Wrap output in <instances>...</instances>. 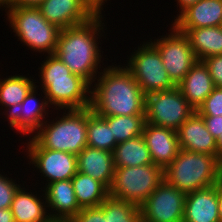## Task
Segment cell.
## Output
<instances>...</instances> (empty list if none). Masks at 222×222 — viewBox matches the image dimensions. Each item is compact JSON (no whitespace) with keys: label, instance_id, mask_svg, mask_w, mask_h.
<instances>
[{"label":"cell","instance_id":"cell-1","mask_svg":"<svg viewBox=\"0 0 222 222\" xmlns=\"http://www.w3.org/2000/svg\"><path fill=\"white\" fill-rule=\"evenodd\" d=\"M124 65L105 64L91 84L90 109L98 116L145 115V94Z\"/></svg>","mask_w":222,"mask_h":222},{"label":"cell","instance_id":"cell-2","mask_svg":"<svg viewBox=\"0 0 222 222\" xmlns=\"http://www.w3.org/2000/svg\"><path fill=\"white\" fill-rule=\"evenodd\" d=\"M104 28L106 26L102 14L84 24L61 29L54 52L73 74L81 76L90 85L103 70L101 64L104 58L101 59L104 51H101L99 44L101 45L100 39L106 36Z\"/></svg>","mask_w":222,"mask_h":222},{"label":"cell","instance_id":"cell-3","mask_svg":"<svg viewBox=\"0 0 222 222\" xmlns=\"http://www.w3.org/2000/svg\"><path fill=\"white\" fill-rule=\"evenodd\" d=\"M40 63L39 81L49 106L54 110L84 109L90 107L91 85L72 71L55 55H45ZM43 89V90H42Z\"/></svg>","mask_w":222,"mask_h":222},{"label":"cell","instance_id":"cell-4","mask_svg":"<svg viewBox=\"0 0 222 222\" xmlns=\"http://www.w3.org/2000/svg\"><path fill=\"white\" fill-rule=\"evenodd\" d=\"M222 176V162L213 155L180 149L164 169V180L184 193L214 186Z\"/></svg>","mask_w":222,"mask_h":222},{"label":"cell","instance_id":"cell-5","mask_svg":"<svg viewBox=\"0 0 222 222\" xmlns=\"http://www.w3.org/2000/svg\"><path fill=\"white\" fill-rule=\"evenodd\" d=\"M63 111L47 119L31 137L42 148L78 155L87 146L88 107Z\"/></svg>","mask_w":222,"mask_h":222},{"label":"cell","instance_id":"cell-6","mask_svg":"<svg viewBox=\"0 0 222 222\" xmlns=\"http://www.w3.org/2000/svg\"><path fill=\"white\" fill-rule=\"evenodd\" d=\"M6 21L18 41L31 51L44 55L54 54L60 29L49 23L38 7H8Z\"/></svg>","mask_w":222,"mask_h":222},{"label":"cell","instance_id":"cell-7","mask_svg":"<svg viewBox=\"0 0 222 222\" xmlns=\"http://www.w3.org/2000/svg\"><path fill=\"white\" fill-rule=\"evenodd\" d=\"M163 181L164 169L155 164L115 168L109 196L141 206Z\"/></svg>","mask_w":222,"mask_h":222},{"label":"cell","instance_id":"cell-8","mask_svg":"<svg viewBox=\"0 0 222 222\" xmlns=\"http://www.w3.org/2000/svg\"><path fill=\"white\" fill-rule=\"evenodd\" d=\"M136 48L132 50L124 67L132 74L143 93L147 95L174 89L176 85L169 78L158 50L148 40Z\"/></svg>","mask_w":222,"mask_h":222},{"label":"cell","instance_id":"cell-9","mask_svg":"<svg viewBox=\"0 0 222 222\" xmlns=\"http://www.w3.org/2000/svg\"><path fill=\"white\" fill-rule=\"evenodd\" d=\"M195 112L176 86L145 95V122L178 130Z\"/></svg>","mask_w":222,"mask_h":222},{"label":"cell","instance_id":"cell-10","mask_svg":"<svg viewBox=\"0 0 222 222\" xmlns=\"http://www.w3.org/2000/svg\"><path fill=\"white\" fill-rule=\"evenodd\" d=\"M169 33L148 40L159 52L169 78L177 86L197 61L188 37L172 24Z\"/></svg>","mask_w":222,"mask_h":222},{"label":"cell","instance_id":"cell-11","mask_svg":"<svg viewBox=\"0 0 222 222\" xmlns=\"http://www.w3.org/2000/svg\"><path fill=\"white\" fill-rule=\"evenodd\" d=\"M24 152L30 160L27 164H32L34 170L38 171L41 177L46 180V184L55 181L72 179L78 172L77 155L65 151H55L42 148L29 135ZM46 178V179H45Z\"/></svg>","mask_w":222,"mask_h":222},{"label":"cell","instance_id":"cell-12","mask_svg":"<svg viewBox=\"0 0 222 222\" xmlns=\"http://www.w3.org/2000/svg\"><path fill=\"white\" fill-rule=\"evenodd\" d=\"M186 193L165 180L148 196L141 208V222H182Z\"/></svg>","mask_w":222,"mask_h":222},{"label":"cell","instance_id":"cell-13","mask_svg":"<svg viewBox=\"0 0 222 222\" xmlns=\"http://www.w3.org/2000/svg\"><path fill=\"white\" fill-rule=\"evenodd\" d=\"M36 86L29 92L23 102L7 119V123L11 129L17 131V134L27 136L33 133L47 120L49 117L50 106L47 102L45 94H38ZM37 94V96H36ZM38 95L40 96L39 98ZM39 99V100H38Z\"/></svg>","mask_w":222,"mask_h":222},{"label":"cell","instance_id":"cell-14","mask_svg":"<svg viewBox=\"0 0 222 222\" xmlns=\"http://www.w3.org/2000/svg\"><path fill=\"white\" fill-rule=\"evenodd\" d=\"M38 8L60 30L84 24L96 16L83 0H45Z\"/></svg>","mask_w":222,"mask_h":222},{"label":"cell","instance_id":"cell-15","mask_svg":"<svg viewBox=\"0 0 222 222\" xmlns=\"http://www.w3.org/2000/svg\"><path fill=\"white\" fill-rule=\"evenodd\" d=\"M142 136L153 164L165 169L180 151L177 131L145 122Z\"/></svg>","mask_w":222,"mask_h":222},{"label":"cell","instance_id":"cell-16","mask_svg":"<svg viewBox=\"0 0 222 222\" xmlns=\"http://www.w3.org/2000/svg\"><path fill=\"white\" fill-rule=\"evenodd\" d=\"M179 147L193 153H205L216 156V138L206 128L204 119L196 111L177 130Z\"/></svg>","mask_w":222,"mask_h":222},{"label":"cell","instance_id":"cell-17","mask_svg":"<svg viewBox=\"0 0 222 222\" xmlns=\"http://www.w3.org/2000/svg\"><path fill=\"white\" fill-rule=\"evenodd\" d=\"M40 188L44 192L51 219H73L81 210L71 179L55 181Z\"/></svg>","mask_w":222,"mask_h":222},{"label":"cell","instance_id":"cell-18","mask_svg":"<svg viewBox=\"0 0 222 222\" xmlns=\"http://www.w3.org/2000/svg\"><path fill=\"white\" fill-rule=\"evenodd\" d=\"M22 183L15 192L10 207L15 222H48L51 217L48 212L44 192L39 193V190L34 192L31 188L27 190L24 186L26 182L22 181ZM38 193L41 195L39 196Z\"/></svg>","mask_w":222,"mask_h":222},{"label":"cell","instance_id":"cell-19","mask_svg":"<svg viewBox=\"0 0 222 222\" xmlns=\"http://www.w3.org/2000/svg\"><path fill=\"white\" fill-rule=\"evenodd\" d=\"M77 166L78 172L91 176L108 189L111 186L115 173L112 152L86 146L77 155Z\"/></svg>","mask_w":222,"mask_h":222},{"label":"cell","instance_id":"cell-20","mask_svg":"<svg viewBox=\"0 0 222 222\" xmlns=\"http://www.w3.org/2000/svg\"><path fill=\"white\" fill-rule=\"evenodd\" d=\"M177 87L195 111L215 88L209 69L202 60H197L192 65Z\"/></svg>","mask_w":222,"mask_h":222},{"label":"cell","instance_id":"cell-21","mask_svg":"<svg viewBox=\"0 0 222 222\" xmlns=\"http://www.w3.org/2000/svg\"><path fill=\"white\" fill-rule=\"evenodd\" d=\"M182 222H220L216 184L186 194Z\"/></svg>","mask_w":222,"mask_h":222},{"label":"cell","instance_id":"cell-22","mask_svg":"<svg viewBox=\"0 0 222 222\" xmlns=\"http://www.w3.org/2000/svg\"><path fill=\"white\" fill-rule=\"evenodd\" d=\"M171 23L175 28L220 26L222 23V0H200L185 9Z\"/></svg>","mask_w":222,"mask_h":222},{"label":"cell","instance_id":"cell-23","mask_svg":"<svg viewBox=\"0 0 222 222\" xmlns=\"http://www.w3.org/2000/svg\"><path fill=\"white\" fill-rule=\"evenodd\" d=\"M34 78L35 76L27 77L23 74L9 75L3 79L0 77V110L4 107V111L1 114L6 115V119L13 114L29 92L36 86V78Z\"/></svg>","mask_w":222,"mask_h":222},{"label":"cell","instance_id":"cell-24","mask_svg":"<svg viewBox=\"0 0 222 222\" xmlns=\"http://www.w3.org/2000/svg\"><path fill=\"white\" fill-rule=\"evenodd\" d=\"M184 33L190 42L197 60L222 55V29L220 26L204 28H176Z\"/></svg>","mask_w":222,"mask_h":222},{"label":"cell","instance_id":"cell-25","mask_svg":"<svg viewBox=\"0 0 222 222\" xmlns=\"http://www.w3.org/2000/svg\"><path fill=\"white\" fill-rule=\"evenodd\" d=\"M112 153L115 168L153 164L142 135L118 143Z\"/></svg>","mask_w":222,"mask_h":222},{"label":"cell","instance_id":"cell-26","mask_svg":"<svg viewBox=\"0 0 222 222\" xmlns=\"http://www.w3.org/2000/svg\"><path fill=\"white\" fill-rule=\"evenodd\" d=\"M79 207H98L109 196V189L91 176L77 172L71 179Z\"/></svg>","mask_w":222,"mask_h":222},{"label":"cell","instance_id":"cell-27","mask_svg":"<svg viewBox=\"0 0 222 222\" xmlns=\"http://www.w3.org/2000/svg\"><path fill=\"white\" fill-rule=\"evenodd\" d=\"M116 145L111 127L88 107L87 146L113 152Z\"/></svg>","mask_w":222,"mask_h":222},{"label":"cell","instance_id":"cell-28","mask_svg":"<svg viewBox=\"0 0 222 222\" xmlns=\"http://www.w3.org/2000/svg\"><path fill=\"white\" fill-rule=\"evenodd\" d=\"M111 127L116 143L140 136L143 133L145 115L100 116Z\"/></svg>","mask_w":222,"mask_h":222},{"label":"cell","instance_id":"cell-29","mask_svg":"<svg viewBox=\"0 0 222 222\" xmlns=\"http://www.w3.org/2000/svg\"><path fill=\"white\" fill-rule=\"evenodd\" d=\"M108 222H141V208L128 201L108 196L100 204Z\"/></svg>","mask_w":222,"mask_h":222},{"label":"cell","instance_id":"cell-30","mask_svg":"<svg viewBox=\"0 0 222 222\" xmlns=\"http://www.w3.org/2000/svg\"><path fill=\"white\" fill-rule=\"evenodd\" d=\"M196 112L200 116H221L222 88L215 87Z\"/></svg>","mask_w":222,"mask_h":222},{"label":"cell","instance_id":"cell-31","mask_svg":"<svg viewBox=\"0 0 222 222\" xmlns=\"http://www.w3.org/2000/svg\"><path fill=\"white\" fill-rule=\"evenodd\" d=\"M0 173V209L11 207L15 192L18 190L20 181L17 183L15 179L9 178L7 174Z\"/></svg>","mask_w":222,"mask_h":222},{"label":"cell","instance_id":"cell-32","mask_svg":"<svg viewBox=\"0 0 222 222\" xmlns=\"http://www.w3.org/2000/svg\"><path fill=\"white\" fill-rule=\"evenodd\" d=\"M73 222H108L103 209L98 207L82 208L72 219Z\"/></svg>","mask_w":222,"mask_h":222},{"label":"cell","instance_id":"cell-33","mask_svg":"<svg viewBox=\"0 0 222 222\" xmlns=\"http://www.w3.org/2000/svg\"><path fill=\"white\" fill-rule=\"evenodd\" d=\"M203 62L209 69L215 87L222 88V55L205 58Z\"/></svg>","mask_w":222,"mask_h":222},{"label":"cell","instance_id":"cell-34","mask_svg":"<svg viewBox=\"0 0 222 222\" xmlns=\"http://www.w3.org/2000/svg\"><path fill=\"white\" fill-rule=\"evenodd\" d=\"M202 117L208 131L217 139L222 132V115Z\"/></svg>","mask_w":222,"mask_h":222},{"label":"cell","instance_id":"cell-35","mask_svg":"<svg viewBox=\"0 0 222 222\" xmlns=\"http://www.w3.org/2000/svg\"><path fill=\"white\" fill-rule=\"evenodd\" d=\"M45 0H11L8 7H38Z\"/></svg>","mask_w":222,"mask_h":222},{"label":"cell","instance_id":"cell-36","mask_svg":"<svg viewBox=\"0 0 222 222\" xmlns=\"http://www.w3.org/2000/svg\"><path fill=\"white\" fill-rule=\"evenodd\" d=\"M89 8L96 14L102 15L103 7L108 0H83ZM110 1V0H109ZM105 2V3H104Z\"/></svg>","mask_w":222,"mask_h":222},{"label":"cell","instance_id":"cell-37","mask_svg":"<svg viewBox=\"0 0 222 222\" xmlns=\"http://www.w3.org/2000/svg\"><path fill=\"white\" fill-rule=\"evenodd\" d=\"M216 194L218 199V213L220 222H222V176L216 182Z\"/></svg>","mask_w":222,"mask_h":222},{"label":"cell","instance_id":"cell-38","mask_svg":"<svg viewBox=\"0 0 222 222\" xmlns=\"http://www.w3.org/2000/svg\"><path fill=\"white\" fill-rule=\"evenodd\" d=\"M177 1V6L179 7V9H177L178 13L177 16L174 17V20L188 7L196 4L197 2H199L200 0H175Z\"/></svg>","mask_w":222,"mask_h":222},{"label":"cell","instance_id":"cell-39","mask_svg":"<svg viewBox=\"0 0 222 222\" xmlns=\"http://www.w3.org/2000/svg\"><path fill=\"white\" fill-rule=\"evenodd\" d=\"M0 222H15L10 208L0 209Z\"/></svg>","mask_w":222,"mask_h":222},{"label":"cell","instance_id":"cell-40","mask_svg":"<svg viewBox=\"0 0 222 222\" xmlns=\"http://www.w3.org/2000/svg\"><path fill=\"white\" fill-rule=\"evenodd\" d=\"M217 141V154L222 159V132L219 137L216 139Z\"/></svg>","mask_w":222,"mask_h":222},{"label":"cell","instance_id":"cell-41","mask_svg":"<svg viewBox=\"0 0 222 222\" xmlns=\"http://www.w3.org/2000/svg\"><path fill=\"white\" fill-rule=\"evenodd\" d=\"M11 0H0V9L8 8Z\"/></svg>","mask_w":222,"mask_h":222},{"label":"cell","instance_id":"cell-42","mask_svg":"<svg viewBox=\"0 0 222 222\" xmlns=\"http://www.w3.org/2000/svg\"><path fill=\"white\" fill-rule=\"evenodd\" d=\"M48 222H73L71 219H50Z\"/></svg>","mask_w":222,"mask_h":222}]
</instances>
